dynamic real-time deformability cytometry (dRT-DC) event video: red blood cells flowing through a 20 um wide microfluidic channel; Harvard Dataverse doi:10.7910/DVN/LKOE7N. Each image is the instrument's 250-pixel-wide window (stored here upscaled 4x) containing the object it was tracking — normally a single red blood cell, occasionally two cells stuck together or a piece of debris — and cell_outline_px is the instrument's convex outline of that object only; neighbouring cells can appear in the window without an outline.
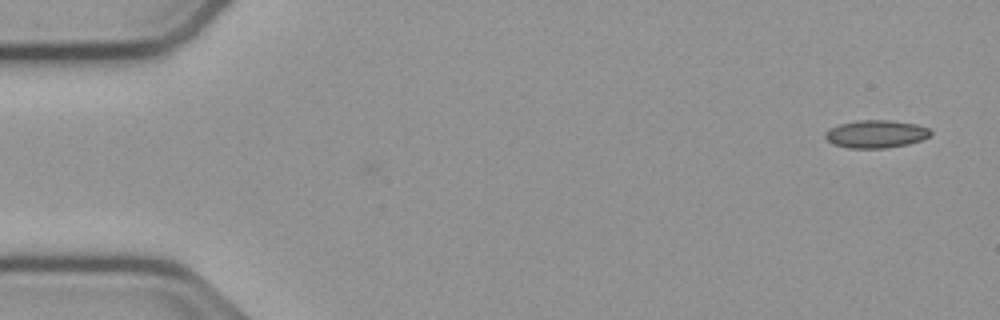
{"species": "common noctule bat (a hibernating species)", "species_latin": "Nyctalus noctula", "temperature_condition": "cold", "stored_images_in_passage": 7, "camera_frame_rate_fps": 3000, "um_per_image_px": 0.085, "animal": {"sex": "male", "body_mass_g": 23.1, "forearm_length_mm": 52.7}, "frame": {"image": 1, "passage_image": 7, "time_ms": 2.0, "image_size_px": [1000, 320], "cell_outline_px": [[932, 132], [928, 136], [920, 140], [908, 144], [884, 148], [848, 148], [832, 144], [824, 136], [824, 132], [828, 128], [840, 124], [856, 120], [892, 120], [916, 124], [928, 128]], "centroid_in_image_um": [74.41, 11.38], "position_along_channel_um": 10.6, "area_um2": 17.11}}